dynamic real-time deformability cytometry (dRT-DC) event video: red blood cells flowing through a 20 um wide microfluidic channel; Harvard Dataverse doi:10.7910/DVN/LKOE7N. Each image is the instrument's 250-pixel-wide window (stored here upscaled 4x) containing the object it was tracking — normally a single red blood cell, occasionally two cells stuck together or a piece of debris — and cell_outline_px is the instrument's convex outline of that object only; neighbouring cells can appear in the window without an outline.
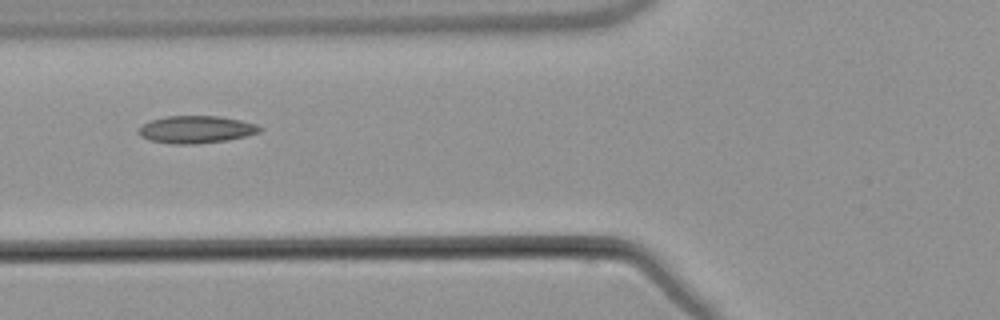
{"species": "common noctule bat (a hibernating species)", "species_latin": "Nyctalus noctula", "temperature_condition": "warm", "stored_images_in_passage": 7, "camera_frame_rate_fps": 3000, "um_per_image_px": 0.085, "animal": {"sex": "male", "body_mass_g": 21.5, "forearm_length_mm": 52.0}, "frame": {"image": 1, "passage_image": 6, "time_ms": 7.0, "image_size_px": [1000, 320], "cell_outline_px": [[264, 128], [260, 132], [228, 140], [196, 144], [172, 144], [148, 140], [140, 136], [136, 132], [140, 124], [164, 116], [220, 116], [240, 120], [256, 124]], "centroid_in_image_um": [16.62, 11.01], "position_along_channel_um": 109.2, "area_um2": 19.59}}
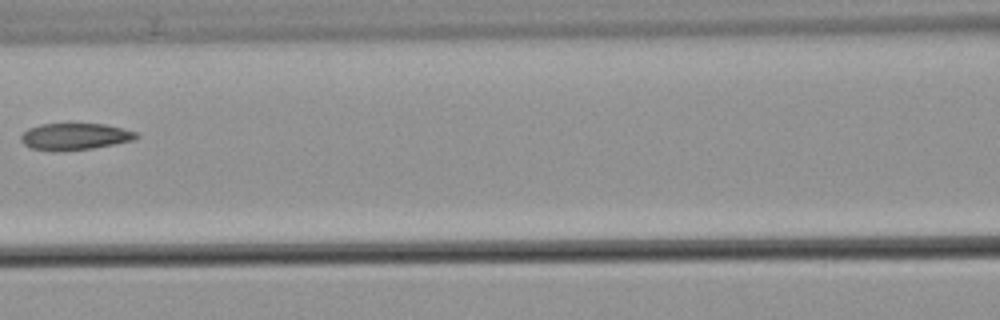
{"frame": {"image": 2, "passage_image": 7, "time_ms": 8.333, "image_size_px": [1000, 320], "cell_outline_px": [[140, 136], [132, 140], [92, 148], [52, 152], [32, 148], [24, 144], [20, 140], [20, 136], [28, 128], [40, 124], [104, 124], [136, 132]], "centroid_in_image_um": [6.31, 11.61], "position_along_channel_um": 160.3, "area_um2": 17.8}}